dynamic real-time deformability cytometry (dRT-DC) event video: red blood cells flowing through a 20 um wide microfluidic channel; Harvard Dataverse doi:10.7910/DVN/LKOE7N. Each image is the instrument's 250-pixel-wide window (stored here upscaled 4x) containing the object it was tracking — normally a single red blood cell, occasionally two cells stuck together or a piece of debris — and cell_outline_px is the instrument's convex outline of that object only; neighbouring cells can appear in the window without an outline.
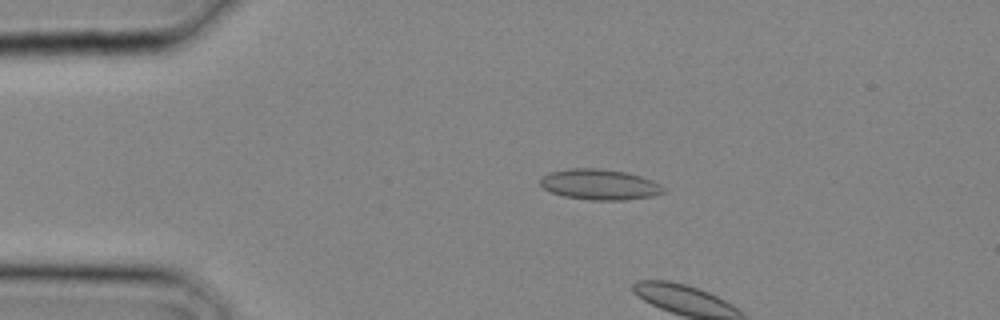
{"species": "common noctule bat (a hibernating species)", "species_latin": "Nyctalus noctula", "temperature_condition": "cold", "stored_images_in_passage": 7, "camera_frame_rate_fps": 3000, "um_per_image_px": 0.085, "animal": {"sex": "male", "body_mass_g": 20.4}, "frame": {"image": 1, "passage_image": 6, "time_ms": 1.667, "image_size_px": [1000, 320], "cell_outline_px": [[668, 192], [652, 196], [624, 200], [588, 200], [564, 196], [552, 192], [544, 188], [540, 184], [540, 180], [548, 172], [568, 168], [600, 168], [628, 172], [652, 180], [660, 184]], "centroid_in_image_um": [50.99, 15.68], "position_along_channel_um": 34.0, "area_um2": 22.14}}